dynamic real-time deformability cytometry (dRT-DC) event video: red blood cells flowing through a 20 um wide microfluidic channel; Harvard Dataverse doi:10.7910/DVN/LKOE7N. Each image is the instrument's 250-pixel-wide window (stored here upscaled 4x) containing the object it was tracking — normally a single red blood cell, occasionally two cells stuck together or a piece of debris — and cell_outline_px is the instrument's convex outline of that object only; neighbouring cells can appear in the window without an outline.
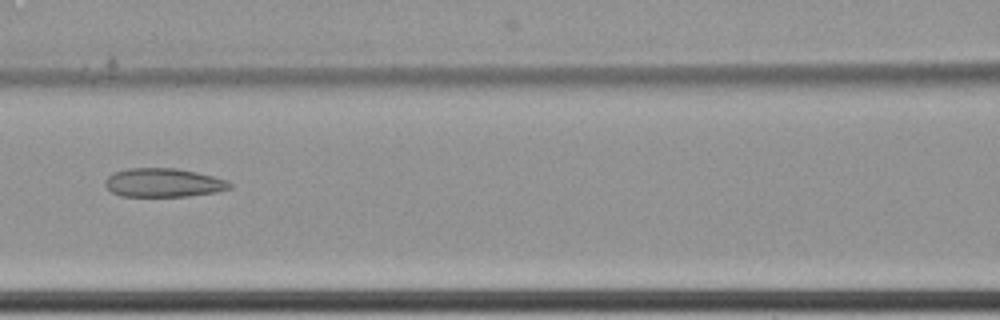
{"species": "common noctule bat (a hibernating species)", "species_latin": "Nyctalus noctula", "temperature_condition": "cold", "stored_images_in_passage": 11, "camera_frame_rate_fps": 3000, "um_per_image_px": 0.085, "animal": {"sex": "female", "body_mass_g": 22.7, "forearm_length_mm": 54.2}, "frame": {"image": 1, "passage_image": 8, "time_ms": 2.333, "image_size_px": [1000, 320], "cell_outline_px": [[232, 188], [216, 192], [188, 196], [120, 196], [112, 192], [104, 184], [104, 180], [112, 172], [128, 168], [176, 168], [196, 172], [228, 180], [232, 184]], "centroid_in_image_um": [13.88, 15.52], "position_along_channel_um": 152.7, "area_um2": 20.98}}
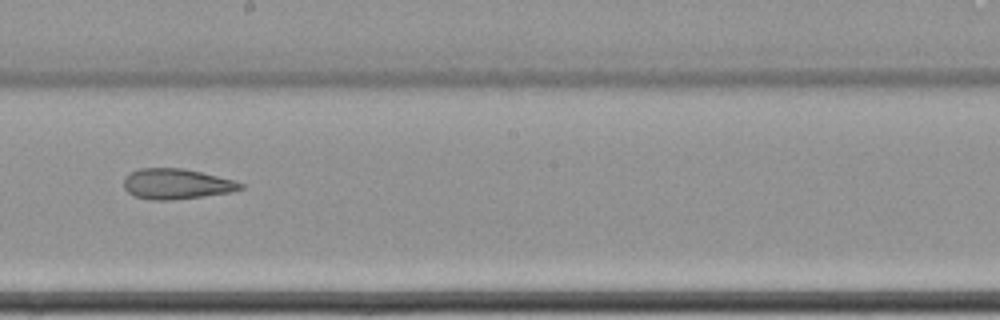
{"frame": {"image": 2, "passage_image": 10, "time_ms": 3.0, "image_size_px": [1000, 320], "cell_outline_px": [[244, 188], [232, 192], [168, 200], [152, 200], [136, 196], [128, 192], [124, 188], [124, 176], [140, 168], [184, 168], [236, 180], [244, 184]], "centroid_in_image_um": [15.02, 15.62], "position_along_channel_um": 233.2, "area_um2": 20.63}}
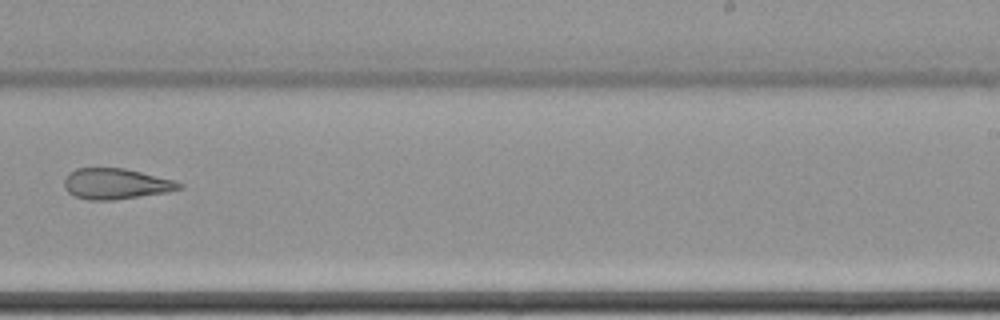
{"frame": {"image": 3, "passage_image": 11, "time_ms": 3.333, "image_size_px": [1000, 320], "cell_outline_px": [[184, 188], [168, 192], [112, 200], [88, 200], [76, 196], [68, 192], [64, 188], [64, 180], [68, 172], [76, 168], [124, 168], [172, 180], [184, 184]], "centroid_in_image_um": [9.83, 15.62], "position_along_channel_um": 279.2, "area_um2": 20.52}}